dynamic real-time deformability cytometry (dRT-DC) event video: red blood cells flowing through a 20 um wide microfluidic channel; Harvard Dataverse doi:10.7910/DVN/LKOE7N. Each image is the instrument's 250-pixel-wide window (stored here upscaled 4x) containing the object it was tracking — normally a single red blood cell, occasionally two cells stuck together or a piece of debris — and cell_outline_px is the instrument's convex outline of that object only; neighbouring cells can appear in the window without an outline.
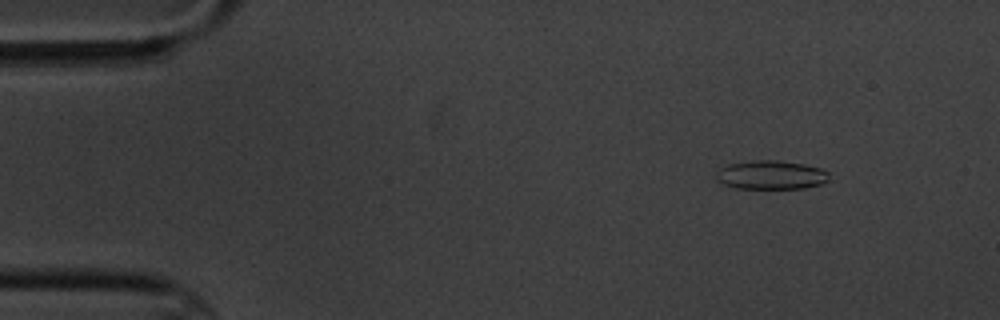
{"species": "common noctule bat (a hibernating species)", "species_latin": "Nyctalus noctula", "temperature_condition": "cold", "stored_images_in_passage": 6, "camera_frame_rate_fps": 3000, "um_per_image_px": 0.085, "animal": {"sex": "male", "body_mass_g": 20.1, "forearm_length_mm": 53.5}, "frame": {"image": 1, "passage_image": 2, "time_ms": 1.333, "image_size_px": [1000, 320], "cell_outline_px": [[828, 180], [820, 184], [804, 188], [736, 188], [724, 184], [716, 180], [716, 172], [720, 168], [728, 164], [752, 160], [776, 160], [804, 164], [820, 168], [828, 172]], "centroid_in_image_um": [65.51, 14.86], "position_along_channel_um": 19.5, "area_um2": 18.9}}